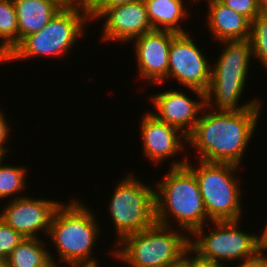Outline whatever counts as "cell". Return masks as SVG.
Segmentation results:
<instances>
[{
  "mask_svg": "<svg viewBox=\"0 0 267 267\" xmlns=\"http://www.w3.org/2000/svg\"><path fill=\"white\" fill-rule=\"evenodd\" d=\"M262 105L243 111H214L205 106L187 136L188 147L193 146L198 160L241 167L244 152L258 128Z\"/></svg>",
  "mask_w": 267,
  "mask_h": 267,
  "instance_id": "6da1fadb",
  "label": "cell"
},
{
  "mask_svg": "<svg viewBox=\"0 0 267 267\" xmlns=\"http://www.w3.org/2000/svg\"><path fill=\"white\" fill-rule=\"evenodd\" d=\"M184 158L173 159L167 175L155 185L156 223L170 227L177 224L190 235L212 221L207 216L196 176L186 166L189 155Z\"/></svg>",
  "mask_w": 267,
  "mask_h": 267,
  "instance_id": "7a4b0ae2",
  "label": "cell"
},
{
  "mask_svg": "<svg viewBox=\"0 0 267 267\" xmlns=\"http://www.w3.org/2000/svg\"><path fill=\"white\" fill-rule=\"evenodd\" d=\"M217 62L211 64V77L205 92V106L216 111H243L264 103L260 97L240 103L245 92L248 70L252 62V49L249 40L222 41ZM251 60V61H250ZM251 62V63H250ZM260 98V99H259Z\"/></svg>",
  "mask_w": 267,
  "mask_h": 267,
  "instance_id": "3957f363",
  "label": "cell"
},
{
  "mask_svg": "<svg viewBox=\"0 0 267 267\" xmlns=\"http://www.w3.org/2000/svg\"><path fill=\"white\" fill-rule=\"evenodd\" d=\"M74 199L66 204L62 202L51 220L48 237L54 244L52 247L57 249L59 258L53 257L51 261L57 267H61L59 264L62 265V262L68 264L97 260L92 254L102 230L98 226V218L88 205L82 204L80 199Z\"/></svg>",
  "mask_w": 267,
  "mask_h": 267,
  "instance_id": "277c9868",
  "label": "cell"
},
{
  "mask_svg": "<svg viewBox=\"0 0 267 267\" xmlns=\"http://www.w3.org/2000/svg\"><path fill=\"white\" fill-rule=\"evenodd\" d=\"M116 245L110 253L128 267H176L190 248V235L155 223L127 235Z\"/></svg>",
  "mask_w": 267,
  "mask_h": 267,
  "instance_id": "5b68a950",
  "label": "cell"
},
{
  "mask_svg": "<svg viewBox=\"0 0 267 267\" xmlns=\"http://www.w3.org/2000/svg\"><path fill=\"white\" fill-rule=\"evenodd\" d=\"M89 22V13L85 10L61 8L40 31L24 37L3 63L44 56L63 60L77 44L76 40L85 35Z\"/></svg>",
  "mask_w": 267,
  "mask_h": 267,
  "instance_id": "8992f818",
  "label": "cell"
},
{
  "mask_svg": "<svg viewBox=\"0 0 267 267\" xmlns=\"http://www.w3.org/2000/svg\"><path fill=\"white\" fill-rule=\"evenodd\" d=\"M198 163L192 165L188 159L186 166L196 176L208 218L211 221L243 218L242 189L239 177H235V174L237 176L240 168L242 170L244 166L242 168L228 163H211L201 160Z\"/></svg>",
  "mask_w": 267,
  "mask_h": 267,
  "instance_id": "52a82bcc",
  "label": "cell"
},
{
  "mask_svg": "<svg viewBox=\"0 0 267 267\" xmlns=\"http://www.w3.org/2000/svg\"><path fill=\"white\" fill-rule=\"evenodd\" d=\"M240 220L212 221L197 228L190 235V248L200 257L216 261L225 266L236 262L240 265L255 258L261 251L260 235L241 229ZM240 225V226H239ZM207 228L209 233L205 232ZM215 228V229H214ZM194 237V238H193ZM228 262V263H227Z\"/></svg>",
  "mask_w": 267,
  "mask_h": 267,
  "instance_id": "ba28073f",
  "label": "cell"
},
{
  "mask_svg": "<svg viewBox=\"0 0 267 267\" xmlns=\"http://www.w3.org/2000/svg\"><path fill=\"white\" fill-rule=\"evenodd\" d=\"M108 211L118 244L129 234L138 233L156 223L155 187L128 172L115 185Z\"/></svg>",
  "mask_w": 267,
  "mask_h": 267,
  "instance_id": "9c48e42d",
  "label": "cell"
},
{
  "mask_svg": "<svg viewBox=\"0 0 267 267\" xmlns=\"http://www.w3.org/2000/svg\"><path fill=\"white\" fill-rule=\"evenodd\" d=\"M189 32L177 33L173 37L168 56V73L163 82L166 83L168 79L171 81L172 78L186 89H198L205 93L210 83L211 63Z\"/></svg>",
  "mask_w": 267,
  "mask_h": 267,
  "instance_id": "30bf717a",
  "label": "cell"
},
{
  "mask_svg": "<svg viewBox=\"0 0 267 267\" xmlns=\"http://www.w3.org/2000/svg\"><path fill=\"white\" fill-rule=\"evenodd\" d=\"M10 199L7 200V205L1 207L3 210H0V218L4 222L24 238H40L41 232L48 236L52 217L62 201L30 198L26 194L25 197Z\"/></svg>",
  "mask_w": 267,
  "mask_h": 267,
  "instance_id": "8fae6325",
  "label": "cell"
},
{
  "mask_svg": "<svg viewBox=\"0 0 267 267\" xmlns=\"http://www.w3.org/2000/svg\"><path fill=\"white\" fill-rule=\"evenodd\" d=\"M188 90H191L198 100H193L191 95L187 96V93L179 89H166L153 94L149 99L154 107L153 111L156 110L150 113L162 123L171 124L186 136L194 129L205 107V93L193 88H188Z\"/></svg>",
  "mask_w": 267,
  "mask_h": 267,
  "instance_id": "7c38bea8",
  "label": "cell"
},
{
  "mask_svg": "<svg viewBox=\"0 0 267 267\" xmlns=\"http://www.w3.org/2000/svg\"><path fill=\"white\" fill-rule=\"evenodd\" d=\"M176 34L167 30H151L131 41L137 61V74L143 81H147L146 84L158 85L166 79L169 50Z\"/></svg>",
  "mask_w": 267,
  "mask_h": 267,
  "instance_id": "4fadbf2b",
  "label": "cell"
},
{
  "mask_svg": "<svg viewBox=\"0 0 267 267\" xmlns=\"http://www.w3.org/2000/svg\"><path fill=\"white\" fill-rule=\"evenodd\" d=\"M104 19L101 40L109 43L118 41L130 43L152 29L143 0H135L125 5L108 9L98 20Z\"/></svg>",
  "mask_w": 267,
  "mask_h": 267,
  "instance_id": "5bb4252c",
  "label": "cell"
},
{
  "mask_svg": "<svg viewBox=\"0 0 267 267\" xmlns=\"http://www.w3.org/2000/svg\"><path fill=\"white\" fill-rule=\"evenodd\" d=\"M139 130L143 154L155 165L176 157L187 145V136L171 124L162 123L150 111L141 119Z\"/></svg>",
  "mask_w": 267,
  "mask_h": 267,
  "instance_id": "9a60e30c",
  "label": "cell"
},
{
  "mask_svg": "<svg viewBox=\"0 0 267 267\" xmlns=\"http://www.w3.org/2000/svg\"><path fill=\"white\" fill-rule=\"evenodd\" d=\"M207 4L206 26L214 41L249 40L251 21L247 17L231 10L219 0H207Z\"/></svg>",
  "mask_w": 267,
  "mask_h": 267,
  "instance_id": "2e32d148",
  "label": "cell"
},
{
  "mask_svg": "<svg viewBox=\"0 0 267 267\" xmlns=\"http://www.w3.org/2000/svg\"><path fill=\"white\" fill-rule=\"evenodd\" d=\"M13 4L18 20L19 42L40 31L61 9L51 0H13Z\"/></svg>",
  "mask_w": 267,
  "mask_h": 267,
  "instance_id": "e0dca14e",
  "label": "cell"
},
{
  "mask_svg": "<svg viewBox=\"0 0 267 267\" xmlns=\"http://www.w3.org/2000/svg\"><path fill=\"white\" fill-rule=\"evenodd\" d=\"M153 30L187 33L180 21L188 19L189 7L184 0H143ZM188 16V17H187Z\"/></svg>",
  "mask_w": 267,
  "mask_h": 267,
  "instance_id": "ac0fdd59",
  "label": "cell"
},
{
  "mask_svg": "<svg viewBox=\"0 0 267 267\" xmlns=\"http://www.w3.org/2000/svg\"><path fill=\"white\" fill-rule=\"evenodd\" d=\"M46 245L43 238H24L6 258L8 267H51L54 254Z\"/></svg>",
  "mask_w": 267,
  "mask_h": 267,
  "instance_id": "d6986e66",
  "label": "cell"
},
{
  "mask_svg": "<svg viewBox=\"0 0 267 267\" xmlns=\"http://www.w3.org/2000/svg\"><path fill=\"white\" fill-rule=\"evenodd\" d=\"M0 55L4 59L19 43L18 20L13 0H0Z\"/></svg>",
  "mask_w": 267,
  "mask_h": 267,
  "instance_id": "ffe728a7",
  "label": "cell"
},
{
  "mask_svg": "<svg viewBox=\"0 0 267 267\" xmlns=\"http://www.w3.org/2000/svg\"><path fill=\"white\" fill-rule=\"evenodd\" d=\"M27 175V167L25 166H10L2 163L0 165V200H6L8 197H12L14 200L25 197L17 194L26 190Z\"/></svg>",
  "mask_w": 267,
  "mask_h": 267,
  "instance_id": "44dd1931",
  "label": "cell"
},
{
  "mask_svg": "<svg viewBox=\"0 0 267 267\" xmlns=\"http://www.w3.org/2000/svg\"><path fill=\"white\" fill-rule=\"evenodd\" d=\"M249 42L253 60L256 59L267 71V15L260 13L252 22Z\"/></svg>",
  "mask_w": 267,
  "mask_h": 267,
  "instance_id": "7402d4cb",
  "label": "cell"
},
{
  "mask_svg": "<svg viewBox=\"0 0 267 267\" xmlns=\"http://www.w3.org/2000/svg\"><path fill=\"white\" fill-rule=\"evenodd\" d=\"M24 237L0 218V257L7 258Z\"/></svg>",
  "mask_w": 267,
  "mask_h": 267,
  "instance_id": "603a6c76",
  "label": "cell"
},
{
  "mask_svg": "<svg viewBox=\"0 0 267 267\" xmlns=\"http://www.w3.org/2000/svg\"><path fill=\"white\" fill-rule=\"evenodd\" d=\"M231 10L247 17L251 22L260 14L256 0H219Z\"/></svg>",
  "mask_w": 267,
  "mask_h": 267,
  "instance_id": "cb8c5ba5",
  "label": "cell"
},
{
  "mask_svg": "<svg viewBox=\"0 0 267 267\" xmlns=\"http://www.w3.org/2000/svg\"><path fill=\"white\" fill-rule=\"evenodd\" d=\"M180 265L182 267H225V265H222L216 261L200 257L191 248H189L184 254Z\"/></svg>",
  "mask_w": 267,
  "mask_h": 267,
  "instance_id": "d4e9b609",
  "label": "cell"
},
{
  "mask_svg": "<svg viewBox=\"0 0 267 267\" xmlns=\"http://www.w3.org/2000/svg\"><path fill=\"white\" fill-rule=\"evenodd\" d=\"M135 0H101L90 12H89V19L90 24L92 21L96 23L98 19L110 8L125 5Z\"/></svg>",
  "mask_w": 267,
  "mask_h": 267,
  "instance_id": "484cf974",
  "label": "cell"
},
{
  "mask_svg": "<svg viewBox=\"0 0 267 267\" xmlns=\"http://www.w3.org/2000/svg\"><path fill=\"white\" fill-rule=\"evenodd\" d=\"M4 111L0 110V145H7L8 140L10 139V131H12L10 129L9 123L7 120H9L8 118H6V114H3Z\"/></svg>",
  "mask_w": 267,
  "mask_h": 267,
  "instance_id": "4316f807",
  "label": "cell"
},
{
  "mask_svg": "<svg viewBox=\"0 0 267 267\" xmlns=\"http://www.w3.org/2000/svg\"><path fill=\"white\" fill-rule=\"evenodd\" d=\"M266 251H261L255 258L245 261L237 265L238 267H267V254Z\"/></svg>",
  "mask_w": 267,
  "mask_h": 267,
  "instance_id": "83f0119b",
  "label": "cell"
},
{
  "mask_svg": "<svg viewBox=\"0 0 267 267\" xmlns=\"http://www.w3.org/2000/svg\"><path fill=\"white\" fill-rule=\"evenodd\" d=\"M101 0H78V8L90 12Z\"/></svg>",
  "mask_w": 267,
  "mask_h": 267,
  "instance_id": "f1b7e54d",
  "label": "cell"
},
{
  "mask_svg": "<svg viewBox=\"0 0 267 267\" xmlns=\"http://www.w3.org/2000/svg\"><path fill=\"white\" fill-rule=\"evenodd\" d=\"M61 8H78V0H51Z\"/></svg>",
  "mask_w": 267,
  "mask_h": 267,
  "instance_id": "f546056e",
  "label": "cell"
},
{
  "mask_svg": "<svg viewBox=\"0 0 267 267\" xmlns=\"http://www.w3.org/2000/svg\"><path fill=\"white\" fill-rule=\"evenodd\" d=\"M65 266L67 267H99V261L92 262H72L68 263Z\"/></svg>",
  "mask_w": 267,
  "mask_h": 267,
  "instance_id": "4dcf8cb0",
  "label": "cell"
},
{
  "mask_svg": "<svg viewBox=\"0 0 267 267\" xmlns=\"http://www.w3.org/2000/svg\"><path fill=\"white\" fill-rule=\"evenodd\" d=\"M264 228L260 231V243L263 251L267 252V222L263 225Z\"/></svg>",
  "mask_w": 267,
  "mask_h": 267,
  "instance_id": "1f68e13d",
  "label": "cell"
},
{
  "mask_svg": "<svg viewBox=\"0 0 267 267\" xmlns=\"http://www.w3.org/2000/svg\"><path fill=\"white\" fill-rule=\"evenodd\" d=\"M11 149H9V146L7 145H0V165L3 163V160L5 161L6 156L8 153H10Z\"/></svg>",
  "mask_w": 267,
  "mask_h": 267,
  "instance_id": "d6a6232c",
  "label": "cell"
},
{
  "mask_svg": "<svg viewBox=\"0 0 267 267\" xmlns=\"http://www.w3.org/2000/svg\"><path fill=\"white\" fill-rule=\"evenodd\" d=\"M260 13L267 15V0H256Z\"/></svg>",
  "mask_w": 267,
  "mask_h": 267,
  "instance_id": "836d02e7",
  "label": "cell"
},
{
  "mask_svg": "<svg viewBox=\"0 0 267 267\" xmlns=\"http://www.w3.org/2000/svg\"><path fill=\"white\" fill-rule=\"evenodd\" d=\"M0 267H8L7 259L0 257Z\"/></svg>",
  "mask_w": 267,
  "mask_h": 267,
  "instance_id": "e575fe53",
  "label": "cell"
},
{
  "mask_svg": "<svg viewBox=\"0 0 267 267\" xmlns=\"http://www.w3.org/2000/svg\"><path fill=\"white\" fill-rule=\"evenodd\" d=\"M4 62V59L1 57V55H0V64H2V63Z\"/></svg>",
  "mask_w": 267,
  "mask_h": 267,
  "instance_id": "d590c367",
  "label": "cell"
}]
</instances>
